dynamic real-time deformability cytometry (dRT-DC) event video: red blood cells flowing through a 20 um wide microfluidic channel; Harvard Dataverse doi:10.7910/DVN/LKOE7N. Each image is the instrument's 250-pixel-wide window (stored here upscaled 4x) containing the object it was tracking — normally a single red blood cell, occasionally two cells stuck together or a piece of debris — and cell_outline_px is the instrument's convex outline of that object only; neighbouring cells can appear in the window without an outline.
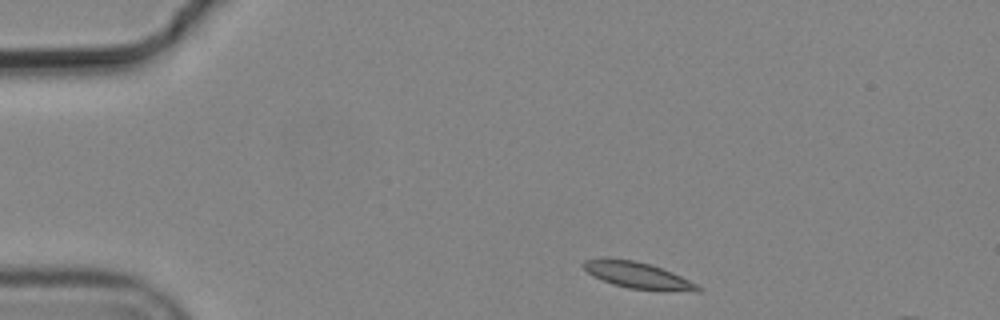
{"species": "common noctule bat (a hibernating species)", "species_latin": "Nyctalus noctula", "temperature_condition": "cold", "stored_images_in_passage": 6, "segment_of_instrument_passage": [2, 2], "camera_frame_rate_fps": 3000, "um_per_image_px": 0.085, "animal": {"sex": "male", "body_mass_g": 19.2, "forearm_length_mm": 51.8}, "frame": {"image": 1, "passage_image": 6, "time_ms": 1.667, "image_size_px": [1000, 320], "cell_outline_px": [[704, 288], [700, 292], [696, 292], [628, 288], [612, 284], [588, 272], [580, 264], [584, 260], [636, 260], [672, 272]], "centroid_in_image_um": [54.29, 23.43], "position_along_channel_um": 30.7, "area_um2": 16.88}}